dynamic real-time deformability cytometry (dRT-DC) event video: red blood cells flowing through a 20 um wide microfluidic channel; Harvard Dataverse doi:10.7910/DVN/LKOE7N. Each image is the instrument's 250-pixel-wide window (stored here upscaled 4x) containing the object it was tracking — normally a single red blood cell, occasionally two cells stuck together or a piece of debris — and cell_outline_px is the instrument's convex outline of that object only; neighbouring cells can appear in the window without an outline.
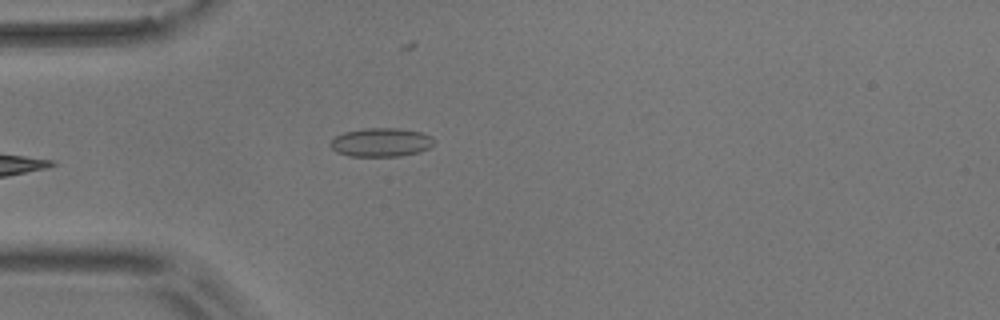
{"species": "common noctule bat (a hibernating species)", "species_latin": "Nyctalus noctula", "temperature_condition": "room temperature", "stored_images_in_passage": 3, "camera_frame_rate_fps": 3000, "um_per_image_px": 0.085, "animal": {"sex": "male", "body_mass_g": 17.9}, "frame": {"image": 1, "passage_image": 3, "time_ms": 2.333, "image_size_px": [1000, 320], "cell_outline_px": [[436, 140], [428, 148], [420, 152], [400, 156], [348, 156], [336, 152], [332, 148], [332, 140], [336, 136], [344, 132], [364, 128], [396, 128], [424, 132], [432, 136]], "centroid_in_image_um": [32.43, 12.09], "position_along_channel_um": 52.6, "area_um2": 17.4}}